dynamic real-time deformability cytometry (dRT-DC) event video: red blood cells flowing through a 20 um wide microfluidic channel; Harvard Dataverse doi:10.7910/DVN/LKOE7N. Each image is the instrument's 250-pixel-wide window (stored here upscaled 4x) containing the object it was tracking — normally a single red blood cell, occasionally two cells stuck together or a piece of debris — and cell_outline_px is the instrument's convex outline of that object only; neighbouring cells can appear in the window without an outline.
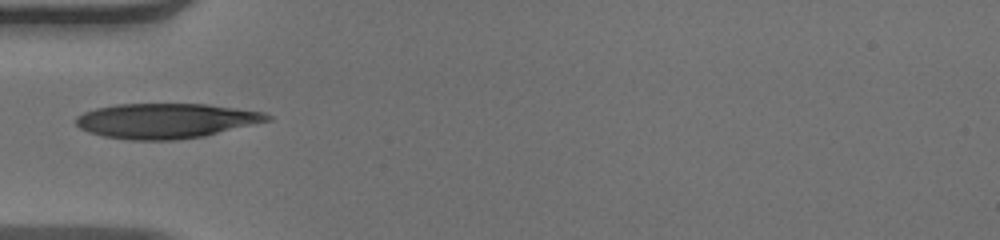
{"species": "human", "species_latin": "Homo sapiens", "temperature_condition": "warm", "stored_images_in_passage": 35, "camera_frame_rate_fps": 3000, "um_per_image_px": 0.085, "donor": {"sex": "male"}, "frame": {"image": 1, "passage_image": 1, "time_ms": 0.0, "image_size_px": [1000, 240], "cell_outline_px": [[272, 120], [204, 136], [176, 140], [132, 140], [104, 136], [88, 132], [80, 128], [76, 124], [76, 116], [84, 112], [96, 108], [116, 104], [208, 104], [264, 112], [272, 116]], "centroid_in_image_um": [14.11, 10.26], "position_along_channel_um": 70.9, "area_um2": 39.02}}
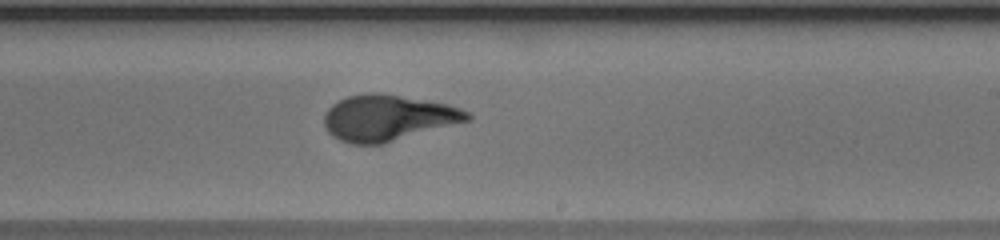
{"frame": {"image": 2, "passage_image": 15, "time_ms": 4.667, "image_size_px": [1000, 240], "cell_outline_px": [[472, 120], [384, 144], [348, 144], [332, 136], [328, 132], [324, 124], [324, 116], [328, 108], [332, 104], [348, 96], [368, 92], [376, 92], [428, 100], [448, 104], [472, 112]], "centroid_in_image_um": [33.01, 10.02], "position_along_channel_um": 256.0, "area_um2": 38.84}}
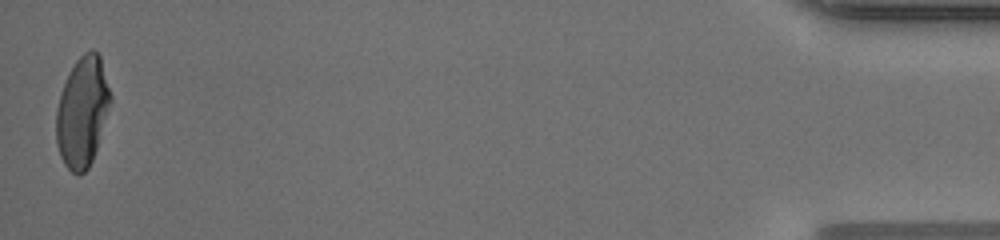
{"frame": {"image": 3, "passage_image": 35, "time_ms": 11.333, "image_size_px": [1000, 240], "cell_outline_px": [[112, 100], [92, 160], [88, 168], [80, 176], [76, 176], [64, 164], [60, 156], [56, 144], [56, 108], [64, 84], [76, 60], [84, 52], [92, 48], [100, 56], [112, 96]], "centroid_in_image_um": [7.0, 9.52], "position_along_channel_um": 428.2, "area_um2": 34.74}, "authors_computed_cell_mechanics": {"area_um2": 37.9168, "velocity_mm_per_s": 3.9531, "shape_relaxation_time_tau1_ms": 5.9995, "shape_relaxation_time_tau2_ms": null, "deformation_change_tau1": 0.2681, "deformation_change_tau2": null}}